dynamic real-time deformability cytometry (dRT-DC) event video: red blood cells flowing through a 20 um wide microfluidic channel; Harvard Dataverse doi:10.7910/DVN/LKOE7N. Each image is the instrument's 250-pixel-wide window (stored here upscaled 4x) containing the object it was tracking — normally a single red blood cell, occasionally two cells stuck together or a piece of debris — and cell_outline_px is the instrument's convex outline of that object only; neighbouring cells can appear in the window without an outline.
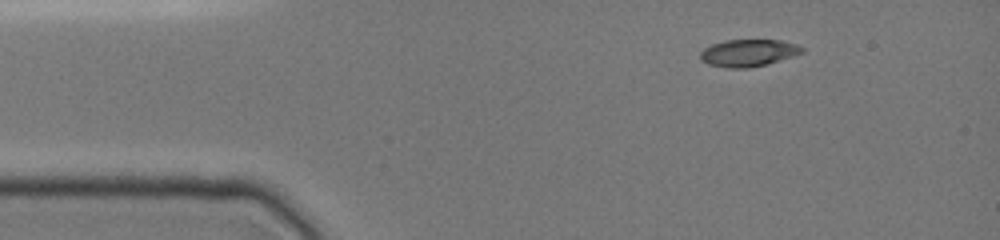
{"species": "common noctule bat (a hibernating species)", "species_latin": "Nyctalus noctula", "temperature_condition": "cold", "stored_images_in_passage": 40, "camera_frame_rate_fps": 3000, "um_per_image_px": 0.085, "animal": {"sex": "female", "body_mass_g": 19.0, "forearm_length_mm": 51.5}, "frame": {"image": 1, "passage_image": 1, "time_ms": 0.0, "image_size_px": [1000, 240], "cell_outline_px": [[804, 52], [792, 56], [764, 64], [748, 68], [728, 68], [708, 64], [700, 60], [700, 52], [704, 48], [712, 44], [724, 40], [780, 40], [796, 44], [804, 48]], "centroid_in_image_um": [63.57, 4.49], "position_along_channel_um": 21.4, "area_um2": 15.95}}
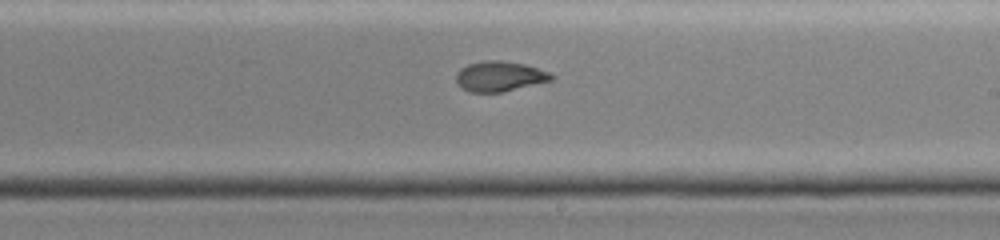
{"frame": {"image": 2, "passage_image": 23, "time_ms": 7.333, "image_size_px": [1000, 240], "cell_outline_px": [[556, 76], [552, 80], [504, 92], [468, 92], [460, 88], [456, 84], [456, 72], [460, 68], [468, 64], [484, 60], [504, 60], [524, 64], [548, 72]], "centroid_in_image_um": [42.42, 6.49], "position_along_channel_um": 246.6, "area_um2": 16.99}}
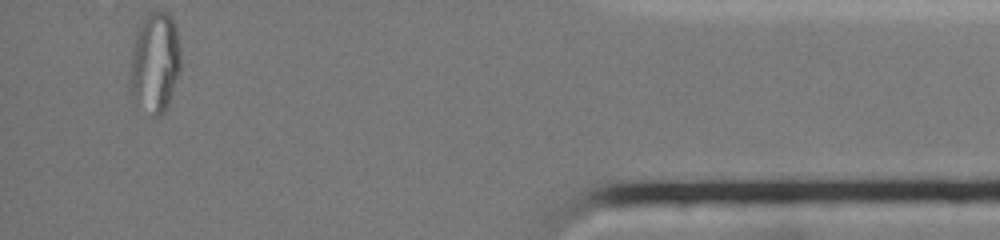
{"frame": {"image": 3, "passage_image": 40, "time_ms": 13.0, "image_size_px": [1000, 240], "cell_outline_px": [[180, 72], [168, 108], [160, 116], [156, 116], [136, 100], [128, 92], [128, 68], [132, 40], [136, 28], [144, 16], [148, 12], [168, 12], [172, 16], [176, 24], [180, 52]], "centroid_in_image_um": [13.13, 5.27], "position_along_channel_um": 422.1, "area_um2": 30.75}, "authors_computed_cell_mechanics": {"area_um2": 17.629, "velocity_mm_per_s": 3.9329, "shape_relaxation_time_tau1_ms": null, "shape_relaxation_time_tau2_ms": 1.6498, "deformation_change_tau1": null, "deformation_change_tau2": 0.0566}}